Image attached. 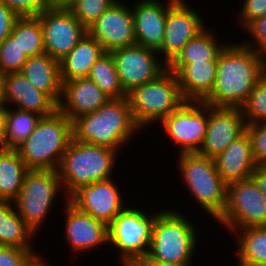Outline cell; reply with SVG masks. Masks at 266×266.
<instances>
[{"instance_id": "277c9868", "label": "cell", "mask_w": 266, "mask_h": 266, "mask_svg": "<svg viewBox=\"0 0 266 266\" xmlns=\"http://www.w3.org/2000/svg\"><path fill=\"white\" fill-rule=\"evenodd\" d=\"M187 216L175 209L161 210L156 215L150 248L143 261L182 263L196 259L198 228Z\"/></svg>"}, {"instance_id": "cb8c5ba5", "label": "cell", "mask_w": 266, "mask_h": 266, "mask_svg": "<svg viewBox=\"0 0 266 266\" xmlns=\"http://www.w3.org/2000/svg\"><path fill=\"white\" fill-rule=\"evenodd\" d=\"M105 53L103 46L87 32L59 61L61 82L88 77L91 67Z\"/></svg>"}, {"instance_id": "4fadbf2b", "label": "cell", "mask_w": 266, "mask_h": 266, "mask_svg": "<svg viewBox=\"0 0 266 266\" xmlns=\"http://www.w3.org/2000/svg\"><path fill=\"white\" fill-rule=\"evenodd\" d=\"M43 30L45 53L62 60L84 37L87 29L70 9H44L37 15Z\"/></svg>"}, {"instance_id": "ac0fdd59", "label": "cell", "mask_w": 266, "mask_h": 266, "mask_svg": "<svg viewBox=\"0 0 266 266\" xmlns=\"http://www.w3.org/2000/svg\"><path fill=\"white\" fill-rule=\"evenodd\" d=\"M65 205L64 236L68 247L74 254L97 250L108 245V226L90 214L79 211L68 200H62ZM66 203V204H65ZM99 247V248H98ZM81 252V253H80Z\"/></svg>"}, {"instance_id": "4316f807", "label": "cell", "mask_w": 266, "mask_h": 266, "mask_svg": "<svg viewBox=\"0 0 266 266\" xmlns=\"http://www.w3.org/2000/svg\"><path fill=\"white\" fill-rule=\"evenodd\" d=\"M36 235V232L16 212L12 201L0 200L1 246L37 250L32 242Z\"/></svg>"}, {"instance_id": "b9f144b4", "label": "cell", "mask_w": 266, "mask_h": 266, "mask_svg": "<svg viewBox=\"0 0 266 266\" xmlns=\"http://www.w3.org/2000/svg\"><path fill=\"white\" fill-rule=\"evenodd\" d=\"M251 177L254 179L259 190L266 198V165H257Z\"/></svg>"}, {"instance_id": "836d02e7", "label": "cell", "mask_w": 266, "mask_h": 266, "mask_svg": "<svg viewBox=\"0 0 266 266\" xmlns=\"http://www.w3.org/2000/svg\"><path fill=\"white\" fill-rule=\"evenodd\" d=\"M27 58L11 35L0 44V71L4 74L21 72Z\"/></svg>"}, {"instance_id": "7dc6e473", "label": "cell", "mask_w": 266, "mask_h": 266, "mask_svg": "<svg viewBox=\"0 0 266 266\" xmlns=\"http://www.w3.org/2000/svg\"><path fill=\"white\" fill-rule=\"evenodd\" d=\"M4 77L5 74L0 71V104H4Z\"/></svg>"}, {"instance_id": "7402d4cb", "label": "cell", "mask_w": 266, "mask_h": 266, "mask_svg": "<svg viewBox=\"0 0 266 266\" xmlns=\"http://www.w3.org/2000/svg\"><path fill=\"white\" fill-rule=\"evenodd\" d=\"M217 171L227 183L251 178L258 165L252 155L249 134L245 131L240 137L214 158Z\"/></svg>"}, {"instance_id": "ffe728a7", "label": "cell", "mask_w": 266, "mask_h": 266, "mask_svg": "<svg viewBox=\"0 0 266 266\" xmlns=\"http://www.w3.org/2000/svg\"><path fill=\"white\" fill-rule=\"evenodd\" d=\"M110 99L90 78H76L62 82L58 111L73 121L96 111Z\"/></svg>"}, {"instance_id": "f1b7e54d", "label": "cell", "mask_w": 266, "mask_h": 266, "mask_svg": "<svg viewBox=\"0 0 266 266\" xmlns=\"http://www.w3.org/2000/svg\"><path fill=\"white\" fill-rule=\"evenodd\" d=\"M29 169L16 149L0 151V200L14 201Z\"/></svg>"}, {"instance_id": "7a4b0ae2", "label": "cell", "mask_w": 266, "mask_h": 266, "mask_svg": "<svg viewBox=\"0 0 266 266\" xmlns=\"http://www.w3.org/2000/svg\"><path fill=\"white\" fill-rule=\"evenodd\" d=\"M73 138L89 144L106 147L121 153L129 147L133 137L142 130L131 114L127 97L110 99L94 112L81 115L72 121Z\"/></svg>"}, {"instance_id": "603a6c76", "label": "cell", "mask_w": 266, "mask_h": 266, "mask_svg": "<svg viewBox=\"0 0 266 266\" xmlns=\"http://www.w3.org/2000/svg\"><path fill=\"white\" fill-rule=\"evenodd\" d=\"M21 73L35 89L46 93L58 105L62 88L58 60L47 53L29 56Z\"/></svg>"}, {"instance_id": "6da1fadb", "label": "cell", "mask_w": 266, "mask_h": 266, "mask_svg": "<svg viewBox=\"0 0 266 266\" xmlns=\"http://www.w3.org/2000/svg\"><path fill=\"white\" fill-rule=\"evenodd\" d=\"M227 42L218 56L214 87L203 102L213 107L241 108L266 73V57L242 42Z\"/></svg>"}, {"instance_id": "1f68e13d", "label": "cell", "mask_w": 266, "mask_h": 266, "mask_svg": "<svg viewBox=\"0 0 266 266\" xmlns=\"http://www.w3.org/2000/svg\"><path fill=\"white\" fill-rule=\"evenodd\" d=\"M41 119L36 113L7 107L5 118L6 148L16 149L34 131Z\"/></svg>"}, {"instance_id": "9a60e30c", "label": "cell", "mask_w": 266, "mask_h": 266, "mask_svg": "<svg viewBox=\"0 0 266 266\" xmlns=\"http://www.w3.org/2000/svg\"><path fill=\"white\" fill-rule=\"evenodd\" d=\"M114 179L96 181L76 190L68 201L79 211L90 214L107 226L128 204Z\"/></svg>"}, {"instance_id": "bcb514c9", "label": "cell", "mask_w": 266, "mask_h": 266, "mask_svg": "<svg viewBox=\"0 0 266 266\" xmlns=\"http://www.w3.org/2000/svg\"><path fill=\"white\" fill-rule=\"evenodd\" d=\"M148 266H191L193 262H160V261H144ZM194 266V265H192Z\"/></svg>"}, {"instance_id": "e575fe53", "label": "cell", "mask_w": 266, "mask_h": 266, "mask_svg": "<svg viewBox=\"0 0 266 266\" xmlns=\"http://www.w3.org/2000/svg\"><path fill=\"white\" fill-rule=\"evenodd\" d=\"M117 0H76L70 8L75 18L88 29Z\"/></svg>"}, {"instance_id": "ab89813d", "label": "cell", "mask_w": 266, "mask_h": 266, "mask_svg": "<svg viewBox=\"0 0 266 266\" xmlns=\"http://www.w3.org/2000/svg\"><path fill=\"white\" fill-rule=\"evenodd\" d=\"M34 251L0 245V266H22L26 257Z\"/></svg>"}, {"instance_id": "9c48e42d", "label": "cell", "mask_w": 266, "mask_h": 266, "mask_svg": "<svg viewBox=\"0 0 266 266\" xmlns=\"http://www.w3.org/2000/svg\"><path fill=\"white\" fill-rule=\"evenodd\" d=\"M60 191L61 194L64 192L55 170L29 169L25 174L21 191L13 204L16 212L36 234L55 208Z\"/></svg>"}, {"instance_id": "7bdbcfd3", "label": "cell", "mask_w": 266, "mask_h": 266, "mask_svg": "<svg viewBox=\"0 0 266 266\" xmlns=\"http://www.w3.org/2000/svg\"><path fill=\"white\" fill-rule=\"evenodd\" d=\"M41 254L37 251L31 252L24 260L22 266H52V263L47 262V259L45 261V257H42Z\"/></svg>"}, {"instance_id": "8d00e7d4", "label": "cell", "mask_w": 266, "mask_h": 266, "mask_svg": "<svg viewBox=\"0 0 266 266\" xmlns=\"http://www.w3.org/2000/svg\"><path fill=\"white\" fill-rule=\"evenodd\" d=\"M244 30L252 41L246 39L242 43L266 57V15L255 19Z\"/></svg>"}, {"instance_id": "f6af8a7d", "label": "cell", "mask_w": 266, "mask_h": 266, "mask_svg": "<svg viewBox=\"0 0 266 266\" xmlns=\"http://www.w3.org/2000/svg\"><path fill=\"white\" fill-rule=\"evenodd\" d=\"M47 8L51 9H70L76 0H46Z\"/></svg>"}, {"instance_id": "d6986e66", "label": "cell", "mask_w": 266, "mask_h": 266, "mask_svg": "<svg viewBox=\"0 0 266 266\" xmlns=\"http://www.w3.org/2000/svg\"><path fill=\"white\" fill-rule=\"evenodd\" d=\"M176 0H139L132 6L136 44L158 51L164 40L167 9Z\"/></svg>"}, {"instance_id": "ee69618b", "label": "cell", "mask_w": 266, "mask_h": 266, "mask_svg": "<svg viewBox=\"0 0 266 266\" xmlns=\"http://www.w3.org/2000/svg\"><path fill=\"white\" fill-rule=\"evenodd\" d=\"M7 113V106L0 104V151L6 148V129H5V118Z\"/></svg>"}, {"instance_id": "3957f363", "label": "cell", "mask_w": 266, "mask_h": 266, "mask_svg": "<svg viewBox=\"0 0 266 266\" xmlns=\"http://www.w3.org/2000/svg\"><path fill=\"white\" fill-rule=\"evenodd\" d=\"M119 154L72 137L57 169L64 190L62 198L68 200L80 187L114 177Z\"/></svg>"}, {"instance_id": "ba28073f", "label": "cell", "mask_w": 266, "mask_h": 266, "mask_svg": "<svg viewBox=\"0 0 266 266\" xmlns=\"http://www.w3.org/2000/svg\"><path fill=\"white\" fill-rule=\"evenodd\" d=\"M160 210L149 213L138 206L128 205L108 225V246L117 250L119 263L144 260L153 232V224Z\"/></svg>"}, {"instance_id": "f35d334b", "label": "cell", "mask_w": 266, "mask_h": 266, "mask_svg": "<svg viewBox=\"0 0 266 266\" xmlns=\"http://www.w3.org/2000/svg\"><path fill=\"white\" fill-rule=\"evenodd\" d=\"M19 16H37L47 9L46 0H0Z\"/></svg>"}, {"instance_id": "52a82bcc", "label": "cell", "mask_w": 266, "mask_h": 266, "mask_svg": "<svg viewBox=\"0 0 266 266\" xmlns=\"http://www.w3.org/2000/svg\"><path fill=\"white\" fill-rule=\"evenodd\" d=\"M127 99L134 122L141 130L160 123L186 101L176 74L168 68L156 79L132 88Z\"/></svg>"}, {"instance_id": "5bb4252c", "label": "cell", "mask_w": 266, "mask_h": 266, "mask_svg": "<svg viewBox=\"0 0 266 266\" xmlns=\"http://www.w3.org/2000/svg\"><path fill=\"white\" fill-rule=\"evenodd\" d=\"M110 53L126 92L156 79L167 69V65L159 59L157 51L139 44L116 49Z\"/></svg>"}, {"instance_id": "44dd1931", "label": "cell", "mask_w": 266, "mask_h": 266, "mask_svg": "<svg viewBox=\"0 0 266 266\" xmlns=\"http://www.w3.org/2000/svg\"><path fill=\"white\" fill-rule=\"evenodd\" d=\"M4 104L41 117L51 116L58 110V105L46 93L35 89L21 72L5 74Z\"/></svg>"}, {"instance_id": "e0dca14e", "label": "cell", "mask_w": 266, "mask_h": 266, "mask_svg": "<svg viewBox=\"0 0 266 266\" xmlns=\"http://www.w3.org/2000/svg\"><path fill=\"white\" fill-rule=\"evenodd\" d=\"M246 131L241 108L208 105V124L199 154L214 159Z\"/></svg>"}, {"instance_id": "8fae6325", "label": "cell", "mask_w": 266, "mask_h": 266, "mask_svg": "<svg viewBox=\"0 0 266 266\" xmlns=\"http://www.w3.org/2000/svg\"><path fill=\"white\" fill-rule=\"evenodd\" d=\"M208 124V105L203 101H185L158 125L169 140L178 146L179 154L199 152Z\"/></svg>"}, {"instance_id": "5b68a950", "label": "cell", "mask_w": 266, "mask_h": 266, "mask_svg": "<svg viewBox=\"0 0 266 266\" xmlns=\"http://www.w3.org/2000/svg\"><path fill=\"white\" fill-rule=\"evenodd\" d=\"M72 137V121L57 110L41 117L33 133L16 150L28 169L57 171Z\"/></svg>"}, {"instance_id": "d590c367", "label": "cell", "mask_w": 266, "mask_h": 266, "mask_svg": "<svg viewBox=\"0 0 266 266\" xmlns=\"http://www.w3.org/2000/svg\"><path fill=\"white\" fill-rule=\"evenodd\" d=\"M251 141L252 155L258 165H266V119L246 125Z\"/></svg>"}, {"instance_id": "30bf717a", "label": "cell", "mask_w": 266, "mask_h": 266, "mask_svg": "<svg viewBox=\"0 0 266 266\" xmlns=\"http://www.w3.org/2000/svg\"><path fill=\"white\" fill-rule=\"evenodd\" d=\"M216 221L230 235L237 229L266 226V198L252 177L227 184L226 206Z\"/></svg>"}, {"instance_id": "c3c4849f", "label": "cell", "mask_w": 266, "mask_h": 266, "mask_svg": "<svg viewBox=\"0 0 266 266\" xmlns=\"http://www.w3.org/2000/svg\"><path fill=\"white\" fill-rule=\"evenodd\" d=\"M122 266H148L143 260L125 261L121 263Z\"/></svg>"}, {"instance_id": "8992f818", "label": "cell", "mask_w": 266, "mask_h": 266, "mask_svg": "<svg viewBox=\"0 0 266 266\" xmlns=\"http://www.w3.org/2000/svg\"><path fill=\"white\" fill-rule=\"evenodd\" d=\"M176 159V169L195 204L216 222L226 206L227 183L219 175L214 159L198 152L181 153Z\"/></svg>"}, {"instance_id": "2e32d148", "label": "cell", "mask_w": 266, "mask_h": 266, "mask_svg": "<svg viewBox=\"0 0 266 266\" xmlns=\"http://www.w3.org/2000/svg\"><path fill=\"white\" fill-rule=\"evenodd\" d=\"M87 32L103 46L105 52L136 44L132 5L130 7L122 0H117Z\"/></svg>"}, {"instance_id": "d6a6232c", "label": "cell", "mask_w": 266, "mask_h": 266, "mask_svg": "<svg viewBox=\"0 0 266 266\" xmlns=\"http://www.w3.org/2000/svg\"><path fill=\"white\" fill-rule=\"evenodd\" d=\"M241 110L246 125L266 119V73L256 83Z\"/></svg>"}, {"instance_id": "60d3db41", "label": "cell", "mask_w": 266, "mask_h": 266, "mask_svg": "<svg viewBox=\"0 0 266 266\" xmlns=\"http://www.w3.org/2000/svg\"><path fill=\"white\" fill-rule=\"evenodd\" d=\"M19 17L15 11L0 2V44L11 34Z\"/></svg>"}, {"instance_id": "f546056e", "label": "cell", "mask_w": 266, "mask_h": 266, "mask_svg": "<svg viewBox=\"0 0 266 266\" xmlns=\"http://www.w3.org/2000/svg\"><path fill=\"white\" fill-rule=\"evenodd\" d=\"M10 35L28 57L45 53L43 30L37 16H20Z\"/></svg>"}, {"instance_id": "83f0119b", "label": "cell", "mask_w": 266, "mask_h": 266, "mask_svg": "<svg viewBox=\"0 0 266 266\" xmlns=\"http://www.w3.org/2000/svg\"><path fill=\"white\" fill-rule=\"evenodd\" d=\"M233 236L237 266H266V226L237 229Z\"/></svg>"}, {"instance_id": "74e56055", "label": "cell", "mask_w": 266, "mask_h": 266, "mask_svg": "<svg viewBox=\"0 0 266 266\" xmlns=\"http://www.w3.org/2000/svg\"><path fill=\"white\" fill-rule=\"evenodd\" d=\"M241 10L237 14L240 27L245 29L255 19L266 15V0H243ZM240 16V17H239ZM239 17V18H238Z\"/></svg>"}, {"instance_id": "484cf974", "label": "cell", "mask_w": 266, "mask_h": 266, "mask_svg": "<svg viewBox=\"0 0 266 266\" xmlns=\"http://www.w3.org/2000/svg\"><path fill=\"white\" fill-rule=\"evenodd\" d=\"M216 35L217 33L207 25L201 33L185 44L167 68L177 74L188 63L218 60L220 52L228 43L219 42Z\"/></svg>"}, {"instance_id": "7c38bea8", "label": "cell", "mask_w": 266, "mask_h": 266, "mask_svg": "<svg viewBox=\"0 0 266 266\" xmlns=\"http://www.w3.org/2000/svg\"><path fill=\"white\" fill-rule=\"evenodd\" d=\"M203 20L204 16L202 18L187 0H176L167 9L164 40L157 51L162 62L168 66L185 44L207 27Z\"/></svg>"}, {"instance_id": "d4e9b609", "label": "cell", "mask_w": 266, "mask_h": 266, "mask_svg": "<svg viewBox=\"0 0 266 266\" xmlns=\"http://www.w3.org/2000/svg\"><path fill=\"white\" fill-rule=\"evenodd\" d=\"M217 60L186 64L177 74L182 95L186 101H203L212 91Z\"/></svg>"}, {"instance_id": "4dcf8cb0", "label": "cell", "mask_w": 266, "mask_h": 266, "mask_svg": "<svg viewBox=\"0 0 266 266\" xmlns=\"http://www.w3.org/2000/svg\"><path fill=\"white\" fill-rule=\"evenodd\" d=\"M94 83L111 99L127 97L120 77L116 71L115 61L110 52L103 54L91 67L88 75Z\"/></svg>"}]
</instances>
